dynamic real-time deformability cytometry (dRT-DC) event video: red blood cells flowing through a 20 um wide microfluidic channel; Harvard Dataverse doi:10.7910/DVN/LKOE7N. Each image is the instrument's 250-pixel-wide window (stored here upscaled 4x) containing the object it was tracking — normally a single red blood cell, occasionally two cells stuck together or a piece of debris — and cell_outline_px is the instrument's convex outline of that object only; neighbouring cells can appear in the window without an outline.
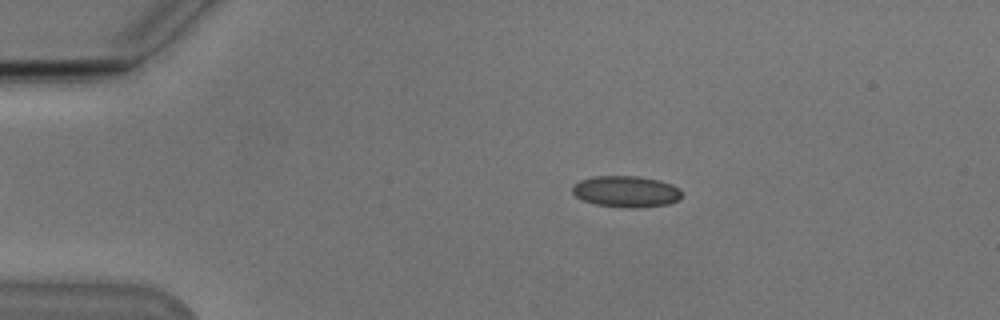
{"species": "Egyptian fruit bat (a non-hibernating species)", "species_latin": "Rousettus aegyptiacus", "temperature_condition": "cold", "stored_images_in_passage": 53, "camera_frame_rate_fps": 3000, "um_per_image_px": 0.085, "animal": {"sex": "male"}, "frame": {"image": 1, "passage_image": 10, "time_ms": 3.0, "image_size_px": [1000, 320], "cell_outline_px": [[680, 200], [668, 204], [636, 208], [628, 208], [596, 204], [584, 200], [576, 196], [572, 192], [572, 184], [580, 180], [592, 176], [636, 176], [660, 180], [672, 184], [680, 188]], "centroid_in_image_um": [53.22, 16.27], "position_along_channel_um": 31.8, "area_um2": 20.06}}
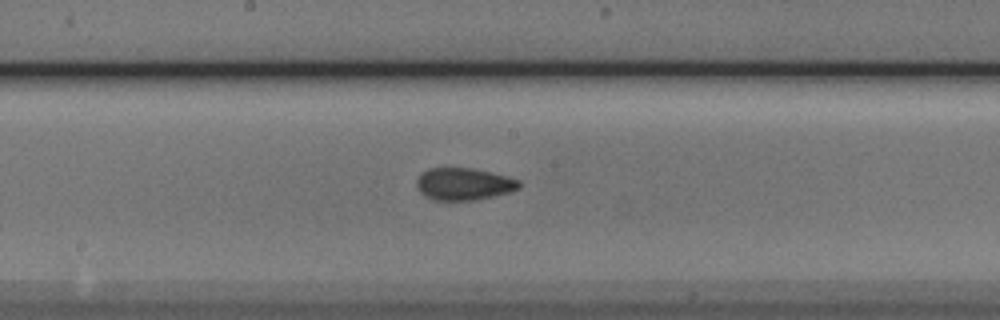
{"frame": {"image": 2, "passage_image": 28, "time_ms": 9.0, "image_size_px": [1000, 320], "cell_outline_px": [[520, 188], [512, 192], [476, 200], [432, 200], [420, 192], [416, 188], [416, 180], [420, 172], [428, 168], [472, 168], [508, 176], [520, 180]], "centroid_in_image_um": [39.41, 15.64], "position_along_channel_um": 208.8, "area_um2": 19.54}}
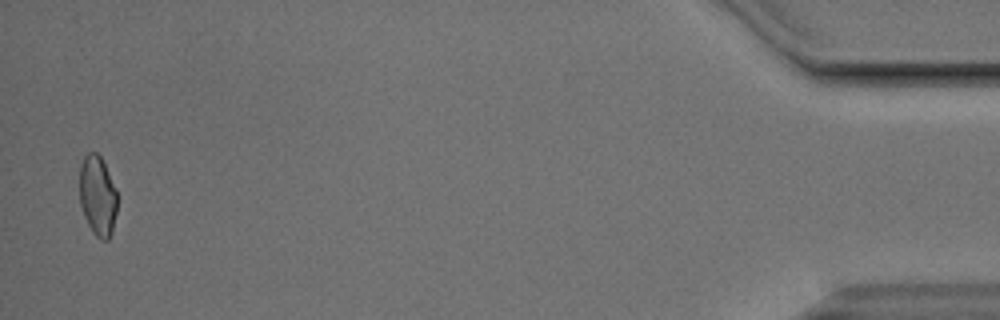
{"frame": {"image": 3, "passage_image": 52, "time_ms": 17.0, "image_size_px": [1000, 320], "cell_outline_px": [[120, 196], [112, 232], [108, 240], [100, 240], [92, 232], [84, 216], [80, 204], [80, 164], [84, 156], [88, 152], [96, 152], [100, 156]], "centroid_in_image_um": [8.32, 16.66], "position_along_channel_um": 426.9, "area_um2": 17.98}, "authors_computed_cell_mechanics": {"area_um2": 18.9006, "velocity_mm_per_s": 3.8371, "shape_relaxation_time_tau1_ms": null, "shape_relaxation_time_tau2_ms": 1.8316, "deformation_change_tau1": null, "deformation_change_tau2": 0.0621}}